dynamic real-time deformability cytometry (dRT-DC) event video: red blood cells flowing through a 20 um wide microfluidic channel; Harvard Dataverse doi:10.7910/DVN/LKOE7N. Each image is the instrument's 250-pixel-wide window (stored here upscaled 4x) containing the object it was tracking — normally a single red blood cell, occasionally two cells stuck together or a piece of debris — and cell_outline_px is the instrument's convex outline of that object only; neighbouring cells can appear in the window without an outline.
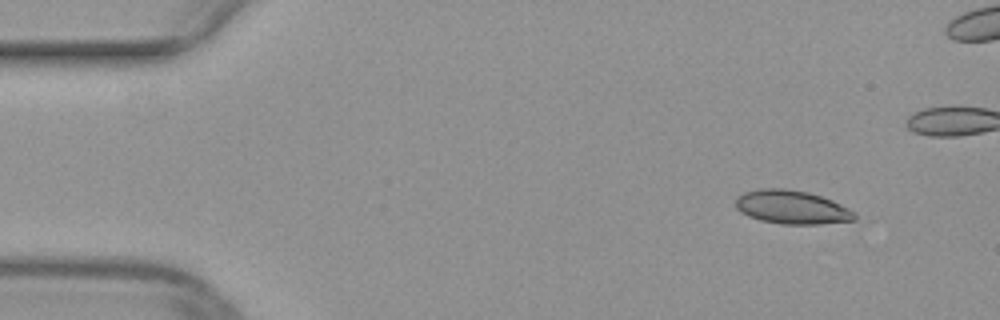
{"species": "common noctule bat (a hibernating species)", "species_latin": "Nyctalus noctula", "temperature_condition": "warm", "stored_images_in_passage": 23, "camera_frame_rate_fps": 3000, "um_per_image_px": 0.085, "animal": {"sex": "female", "body_mass_g": 29.2, "forearm_length_mm": 56.3}, "frame": {"image": 1, "passage_image": 1, "time_ms": 0.0, "image_size_px": [1000, 320], "cell_outline_px": [[856, 220], [820, 224], [780, 224], [760, 220], [748, 216], [740, 212], [736, 208], [736, 196], [744, 192], [760, 188], [784, 188], [808, 192], [832, 200], [856, 212]], "centroid_in_image_um": [67.29, 17.61], "position_along_channel_um": 17.7, "area_um2": 23.47}}
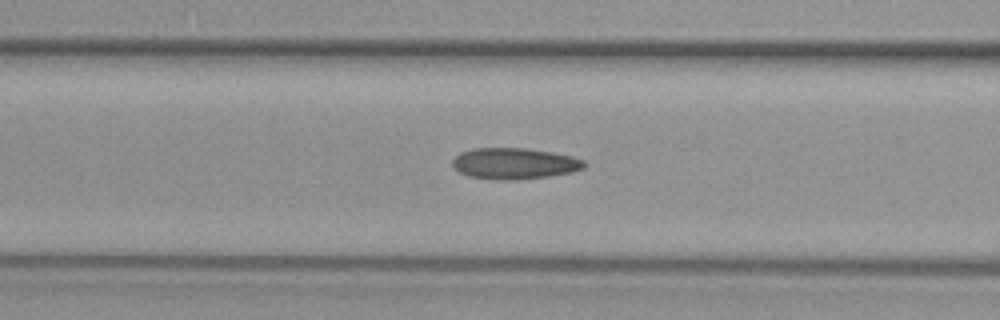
{"frame": {"image": 2, "passage_image": 16, "time_ms": 5.0, "image_size_px": [1000, 320], "cell_outline_px": [[588, 164], [584, 168], [572, 172], [548, 176], [516, 180], [500, 180], [468, 176], [460, 172], [452, 164], [452, 160], [460, 152], [472, 148], [528, 148], [552, 152], [572, 156], [584, 160]], "centroid_in_image_um": [43.75, 13.89], "position_along_channel_um": 122.9, "area_um2": 24.04}}
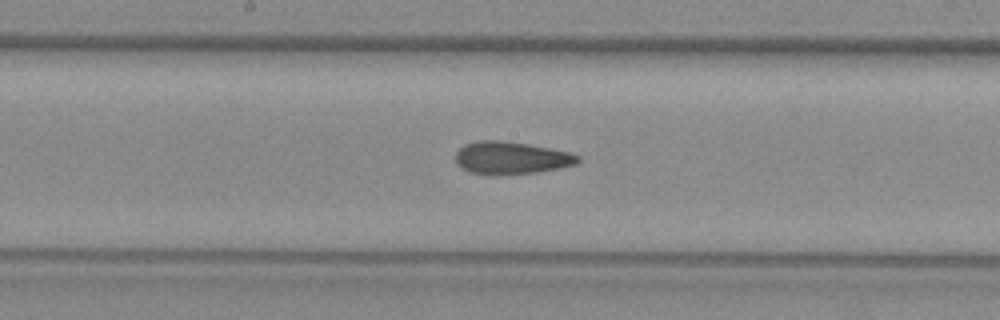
{"frame": {"image": 3, "passage_image": 22, "time_ms": 7.0, "image_size_px": [1000, 320], "cell_outline_px": [[580, 160], [576, 164], [560, 168], [536, 172], [472, 172], [456, 164], [456, 152], [464, 144], [480, 140], [500, 140], [528, 144], [568, 152], [580, 156]], "centroid_in_image_um": [43.47, 13.37], "position_along_channel_um": 204.7, "area_um2": 22.25}}